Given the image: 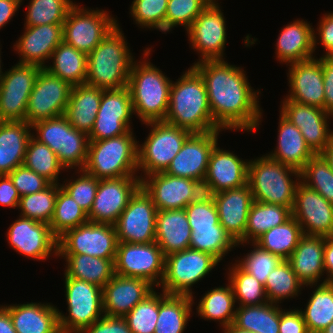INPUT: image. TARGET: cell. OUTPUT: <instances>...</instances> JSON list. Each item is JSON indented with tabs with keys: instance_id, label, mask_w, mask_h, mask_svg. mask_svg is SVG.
<instances>
[{
	"instance_id": "cell-1",
	"label": "cell",
	"mask_w": 333,
	"mask_h": 333,
	"mask_svg": "<svg viewBox=\"0 0 333 333\" xmlns=\"http://www.w3.org/2000/svg\"><path fill=\"white\" fill-rule=\"evenodd\" d=\"M193 64L204 79L214 123L221 130L256 131L263 118L258 100L261 92L251 87L242 67L225 60Z\"/></svg>"
},
{
	"instance_id": "cell-2",
	"label": "cell",
	"mask_w": 333,
	"mask_h": 333,
	"mask_svg": "<svg viewBox=\"0 0 333 333\" xmlns=\"http://www.w3.org/2000/svg\"><path fill=\"white\" fill-rule=\"evenodd\" d=\"M173 82L164 121L192 133L221 130L212 118L206 85L200 73L191 66Z\"/></svg>"
},
{
	"instance_id": "cell-3",
	"label": "cell",
	"mask_w": 333,
	"mask_h": 333,
	"mask_svg": "<svg viewBox=\"0 0 333 333\" xmlns=\"http://www.w3.org/2000/svg\"><path fill=\"white\" fill-rule=\"evenodd\" d=\"M151 51L150 47L146 48L143 60L133 62L127 85L133 112L143 124L165 120L172 84L163 71L151 64L148 58Z\"/></svg>"
},
{
	"instance_id": "cell-4",
	"label": "cell",
	"mask_w": 333,
	"mask_h": 333,
	"mask_svg": "<svg viewBox=\"0 0 333 333\" xmlns=\"http://www.w3.org/2000/svg\"><path fill=\"white\" fill-rule=\"evenodd\" d=\"M122 32L118 24L87 55L85 84L104 90L121 89L128 85L135 58Z\"/></svg>"
},
{
	"instance_id": "cell-5",
	"label": "cell",
	"mask_w": 333,
	"mask_h": 333,
	"mask_svg": "<svg viewBox=\"0 0 333 333\" xmlns=\"http://www.w3.org/2000/svg\"><path fill=\"white\" fill-rule=\"evenodd\" d=\"M138 142L133 130L112 138L89 140L83 170L99 180L136 176Z\"/></svg>"
},
{
	"instance_id": "cell-6",
	"label": "cell",
	"mask_w": 333,
	"mask_h": 333,
	"mask_svg": "<svg viewBox=\"0 0 333 333\" xmlns=\"http://www.w3.org/2000/svg\"><path fill=\"white\" fill-rule=\"evenodd\" d=\"M293 176L295 181L291 178ZM299 182L300 171L266 154L249 160L247 183L254 201L286 206L292 210Z\"/></svg>"
},
{
	"instance_id": "cell-7",
	"label": "cell",
	"mask_w": 333,
	"mask_h": 333,
	"mask_svg": "<svg viewBox=\"0 0 333 333\" xmlns=\"http://www.w3.org/2000/svg\"><path fill=\"white\" fill-rule=\"evenodd\" d=\"M31 128L36 132L35 135L32 132V136L51 148L65 171L83 170L87 160L88 135L75 129L64 115L37 121Z\"/></svg>"
},
{
	"instance_id": "cell-8",
	"label": "cell",
	"mask_w": 333,
	"mask_h": 333,
	"mask_svg": "<svg viewBox=\"0 0 333 333\" xmlns=\"http://www.w3.org/2000/svg\"><path fill=\"white\" fill-rule=\"evenodd\" d=\"M151 130L141 145L138 144V171H142L139 178L165 172L178 154L186 139L192 134L187 129L176 127L165 121L144 123Z\"/></svg>"
},
{
	"instance_id": "cell-9",
	"label": "cell",
	"mask_w": 333,
	"mask_h": 333,
	"mask_svg": "<svg viewBox=\"0 0 333 333\" xmlns=\"http://www.w3.org/2000/svg\"><path fill=\"white\" fill-rule=\"evenodd\" d=\"M68 315L58 309L61 333H80L103 315L102 288L84 280L65 277Z\"/></svg>"
},
{
	"instance_id": "cell-10",
	"label": "cell",
	"mask_w": 333,
	"mask_h": 333,
	"mask_svg": "<svg viewBox=\"0 0 333 333\" xmlns=\"http://www.w3.org/2000/svg\"><path fill=\"white\" fill-rule=\"evenodd\" d=\"M218 263L211 254L191 248L169 254L165 257V274L159 287L168 295L193 297L191 287L209 275Z\"/></svg>"
},
{
	"instance_id": "cell-11",
	"label": "cell",
	"mask_w": 333,
	"mask_h": 333,
	"mask_svg": "<svg viewBox=\"0 0 333 333\" xmlns=\"http://www.w3.org/2000/svg\"><path fill=\"white\" fill-rule=\"evenodd\" d=\"M111 16L102 9L92 10L75 3L63 22V42L88 55L119 24Z\"/></svg>"
},
{
	"instance_id": "cell-12",
	"label": "cell",
	"mask_w": 333,
	"mask_h": 333,
	"mask_svg": "<svg viewBox=\"0 0 333 333\" xmlns=\"http://www.w3.org/2000/svg\"><path fill=\"white\" fill-rule=\"evenodd\" d=\"M114 265L116 275L142 278L157 287L165 274V256L155 241L118 242Z\"/></svg>"
},
{
	"instance_id": "cell-13",
	"label": "cell",
	"mask_w": 333,
	"mask_h": 333,
	"mask_svg": "<svg viewBox=\"0 0 333 333\" xmlns=\"http://www.w3.org/2000/svg\"><path fill=\"white\" fill-rule=\"evenodd\" d=\"M117 244L113 224L88 221L67 230L58 238V254H87L92 257L115 259Z\"/></svg>"
},
{
	"instance_id": "cell-14",
	"label": "cell",
	"mask_w": 333,
	"mask_h": 333,
	"mask_svg": "<svg viewBox=\"0 0 333 333\" xmlns=\"http://www.w3.org/2000/svg\"><path fill=\"white\" fill-rule=\"evenodd\" d=\"M42 68L17 63L0 80V121H26L29 96Z\"/></svg>"
},
{
	"instance_id": "cell-15",
	"label": "cell",
	"mask_w": 333,
	"mask_h": 333,
	"mask_svg": "<svg viewBox=\"0 0 333 333\" xmlns=\"http://www.w3.org/2000/svg\"><path fill=\"white\" fill-rule=\"evenodd\" d=\"M225 20L219 3L210 2L186 30L191 48L201 53L197 62L225 59L223 58L227 40Z\"/></svg>"
},
{
	"instance_id": "cell-16",
	"label": "cell",
	"mask_w": 333,
	"mask_h": 333,
	"mask_svg": "<svg viewBox=\"0 0 333 333\" xmlns=\"http://www.w3.org/2000/svg\"><path fill=\"white\" fill-rule=\"evenodd\" d=\"M157 211L151 197L140 187L114 224L118 242H154Z\"/></svg>"
},
{
	"instance_id": "cell-17",
	"label": "cell",
	"mask_w": 333,
	"mask_h": 333,
	"mask_svg": "<svg viewBox=\"0 0 333 333\" xmlns=\"http://www.w3.org/2000/svg\"><path fill=\"white\" fill-rule=\"evenodd\" d=\"M72 86L42 68L29 96L26 122L33 123L64 115Z\"/></svg>"
},
{
	"instance_id": "cell-18",
	"label": "cell",
	"mask_w": 333,
	"mask_h": 333,
	"mask_svg": "<svg viewBox=\"0 0 333 333\" xmlns=\"http://www.w3.org/2000/svg\"><path fill=\"white\" fill-rule=\"evenodd\" d=\"M134 115L128 87L103 90L100 108L96 115L89 140H102L128 133Z\"/></svg>"
},
{
	"instance_id": "cell-19",
	"label": "cell",
	"mask_w": 333,
	"mask_h": 333,
	"mask_svg": "<svg viewBox=\"0 0 333 333\" xmlns=\"http://www.w3.org/2000/svg\"><path fill=\"white\" fill-rule=\"evenodd\" d=\"M141 187L151 197L157 210L184 209L204 194L202 183L165 172L144 177Z\"/></svg>"
},
{
	"instance_id": "cell-20",
	"label": "cell",
	"mask_w": 333,
	"mask_h": 333,
	"mask_svg": "<svg viewBox=\"0 0 333 333\" xmlns=\"http://www.w3.org/2000/svg\"><path fill=\"white\" fill-rule=\"evenodd\" d=\"M140 187L138 175L99 180L92 208L87 214L88 220L114 225Z\"/></svg>"
},
{
	"instance_id": "cell-21",
	"label": "cell",
	"mask_w": 333,
	"mask_h": 333,
	"mask_svg": "<svg viewBox=\"0 0 333 333\" xmlns=\"http://www.w3.org/2000/svg\"><path fill=\"white\" fill-rule=\"evenodd\" d=\"M7 231L8 243L18 254L37 261L58 257V238L48 224L19 216Z\"/></svg>"
},
{
	"instance_id": "cell-22",
	"label": "cell",
	"mask_w": 333,
	"mask_h": 333,
	"mask_svg": "<svg viewBox=\"0 0 333 333\" xmlns=\"http://www.w3.org/2000/svg\"><path fill=\"white\" fill-rule=\"evenodd\" d=\"M291 211L303 234L333 237V204L301 181L296 187Z\"/></svg>"
},
{
	"instance_id": "cell-23",
	"label": "cell",
	"mask_w": 333,
	"mask_h": 333,
	"mask_svg": "<svg viewBox=\"0 0 333 333\" xmlns=\"http://www.w3.org/2000/svg\"><path fill=\"white\" fill-rule=\"evenodd\" d=\"M281 102L280 113L298 127L310 149L321 154L333 137V131L329 129L333 116L316 106L285 98Z\"/></svg>"
},
{
	"instance_id": "cell-24",
	"label": "cell",
	"mask_w": 333,
	"mask_h": 333,
	"mask_svg": "<svg viewBox=\"0 0 333 333\" xmlns=\"http://www.w3.org/2000/svg\"><path fill=\"white\" fill-rule=\"evenodd\" d=\"M223 130L192 133L178 154L172 159L165 173L204 182L210 154L218 144V135Z\"/></svg>"
},
{
	"instance_id": "cell-25",
	"label": "cell",
	"mask_w": 333,
	"mask_h": 333,
	"mask_svg": "<svg viewBox=\"0 0 333 333\" xmlns=\"http://www.w3.org/2000/svg\"><path fill=\"white\" fill-rule=\"evenodd\" d=\"M217 145L210 154L202 183L204 193L209 195L247 184L249 160H242L234 152L220 149Z\"/></svg>"
},
{
	"instance_id": "cell-26",
	"label": "cell",
	"mask_w": 333,
	"mask_h": 333,
	"mask_svg": "<svg viewBox=\"0 0 333 333\" xmlns=\"http://www.w3.org/2000/svg\"><path fill=\"white\" fill-rule=\"evenodd\" d=\"M211 195L218 210L220 224L238 247L244 245L248 214L254 202L248 183Z\"/></svg>"
},
{
	"instance_id": "cell-27",
	"label": "cell",
	"mask_w": 333,
	"mask_h": 333,
	"mask_svg": "<svg viewBox=\"0 0 333 333\" xmlns=\"http://www.w3.org/2000/svg\"><path fill=\"white\" fill-rule=\"evenodd\" d=\"M287 66H289L287 77L290 90L285 99L324 110L325 94L321 57Z\"/></svg>"
},
{
	"instance_id": "cell-28",
	"label": "cell",
	"mask_w": 333,
	"mask_h": 333,
	"mask_svg": "<svg viewBox=\"0 0 333 333\" xmlns=\"http://www.w3.org/2000/svg\"><path fill=\"white\" fill-rule=\"evenodd\" d=\"M154 289L145 279L115 274L102 288L104 315L124 317Z\"/></svg>"
},
{
	"instance_id": "cell-29",
	"label": "cell",
	"mask_w": 333,
	"mask_h": 333,
	"mask_svg": "<svg viewBox=\"0 0 333 333\" xmlns=\"http://www.w3.org/2000/svg\"><path fill=\"white\" fill-rule=\"evenodd\" d=\"M23 35L14 44L19 63L47 66L53 51L63 41V24L24 26Z\"/></svg>"
},
{
	"instance_id": "cell-30",
	"label": "cell",
	"mask_w": 333,
	"mask_h": 333,
	"mask_svg": "<svg viewBox=\"0 0 333 333\" xmlns=\"http://www.w3.org/2000/svg\"><path fill=\"white\" fill-rule=\"evenodd\" d=\"M2 306L9 312L17 333H61L58 308L52 303L27 302Z\"/></svg>"
},
{
	"instance_id": "cell-31",
	"label": "cell",
	"mask_w": 333,
	"mask_h": 333,
	"mask_svg": "<svg viewBox=\"0 0 333 333\" xmlns=\"http://www.w3.org/2000/svg\"><path fill=\"white\" fill-rule=\"evenodd\" d=\"M288 261L305 286L324 284V237L303 234Z\"/></svg>"
},
{
	"instance_id": "cell-32",
	"label": "cell",
	"mask_w": 333,
	"mask_h": 333,
	"mask_svg": "<svg viewBox=\"0 0 333 333\" xmlns=\"http://www.w3.org/2000/svg\"><path fill=\"white\" fill-rule=\"evenodd\" d=\"M314 28L302 20L287 24L278 35L276 42V58L287 65L314 58Z\"/></svg>"
},
{
	"instance_id": "cell-33",
	"label": "cell",
	"mask_w": 333,
	"mask_h": 333,
	"mask_svg": "<svg viewBox=\"0 0 333 333\" xmlns=\"http://www.w3.org/2000/svg\"><path fill=\"white\" fill-rule=\"evenodd\" d=\"M191 228L185 209L158 210L155 242L164 256L190 248Z\"/></svg>"
},
{
	"instance_id": "cell-34",
	"label": "cell",
	"mask_w": 333,
	"mask_h": 333,
	"mask_svg": "<svg viewBox=\"0 0 333 333\" xmlns=\"http://www.w3.org/2000/svg\"><path fill=\"white\" fill-rule=\"evenodd\" d=\"M275 150L266 155L284 165L301 171L305 164L315 155L307 145L297 126L279 116L278 139Z\"/></svg>"
},
{
	"instance_id": "cell-35",
	"label": "cell",
	"mask_w": 333,
	"mask_h": 333,
	"mask_svg": "<svg viewBox=\"0 0 333 333\" xmlns=\"http://www.w3.org/2000/svg\"><path fill=\"white\" fill-rule=\"evenodd\" d=\"M31 130L26 121H0V175L23 165Z\"/></svg>"
},
{
	"instance_id": "cell-36",
	"label": "cell",
	"mask_w": 333,
	"mask_h": 333,
	"mask_svg": "<svg viewBox=\"0 0 333 333\" xmlns=\"http://www.w3.org/2000/svg\"><path fill=\"white\" fill-rule=\"evenodd\" d=\"M103 90L88 84L72 86L64 116L78 131L87 135L92 131Z\"/></svg>"
},
{
	"instance_id": "cell-37",
	"label": "cell",
	"mask_w": 333,
	"mask_h": 333,
	"mask_svg": "<svg viewBox=\"0 0 333 333\" xmlns=\"http://www.w3.org/2000/svg\"><path fill=\"white\" fill-rule=\"evenodd\" d=\"M65 259L64 277L84 280L103 288L115 275V259L92 257L87 254H58Z\"/></svg>"
},
{
	"instance_id": "cell-38",
	"label": "cell",
	"mask_w": 333,
	"mask_h": 333,
	"mask_svg": "<svg viewBox=\"0 0 333 333\" xmlns=\"http://www.w3.org/2000/svg\"><path fill=\"white\" fill-rule=\"evenodd\" d=\"M162 292V293H161ZM159 293V315L154 333H183L191 317L194 297Z\"/></svg>"
},
{
	"instance_id": "cell-39",
	"label": "cell",
	"mask_w": 333,
	"mask_h": 333,
	"mask_svg": "<svg viewBox=\"0 0 333 333\" xmlns=\"http://www.w3.org/2000/svg\"><path fill=\"white\" fill-rule=\"evenodd\" d=\"M52 64L44 68L51 74L68 82L71 86L85 84L87 79V54L73 46L61 42L53 51L49 61Z\"/></svg>"
},
{
	"instance_id": "cell-40",
	"label": "cell",
	"mask_w": 333,
	"mask_h": 333,
	"mask_svg": "<svg viewBox=\"0 0 333 333\" xmlns=\"http://www.w3.org/2000/svg\"><path fill=\"white\" fill-rule=\"evenodd\" d=\"M235 296L231 284L208 290L196 306L197 314L202 319L219 322L220 327L233 324L235 317Z\"/></svg>"
},
{
	"instance_id": "cell-41",
	"label": "cell",
	"mask_w": 333,
	"mask_h": 333,
	"mask_svg": "<svg viewBox=\"0 0 333 333\" xmlns=\"http://www.w3.org/2000/svg\"><path fill=\"white\" fill-rule=\"evenodd\" d=\"M279 304L237 306L233 325L254 333H279Z\"/></svg>"
},
{
	"instance_id": "cell-42",
	"label": "cell",
	"mask_w": 333,
	"mask_h": 333,
	"mask_svg": "<svg viewBox=\"0 0 333 333\" xmlns=\"http://www.w3.org/2000/svg\"><path fill=\"white\" fill-rule=\"evenodd\" d=\"M308 286L314 287V291L305 309L300 308V311L309 333H320L333 322V283L306 285L307 288Z\"/></svg>"
},
{
	"instance_id": "cell-43",
	"label": "cell",
	"mask_w": 333,
	"mask_h": 333,
	"mask_svg": "<svg viewBox=\"0 0 333 333\" xmlns=\"http://www.w3.org/2000/svg\"><path fill=\"white\" fill-rule=\"evenodd\" d=\"M291 217L292 211L286 206L254 201L248 214L245 245L254 242L271 228L284 224Z\"/></svg>"
},
{
	"instance_id": "cell-44",
	"label": "cell",
	"mask_w": 333,
	"mask_h": 333,
	"mask_svg": "<svg viewBox=\"0 0 333 333\" xmlns=\"http://www.w3.org/2000/svg\"><path fill=\"white\" fill-rule=\"evenodd\" d=\"M303 235L301 225L294 217L284 224L271 228L254 243L264 250L279 256L282 260H288Z\"/></svg>"
},
{
	"instance_id": "cell-45",
	"label": "cell",
	"mask_w": 333,
	"mask_h": 333,
	"mask_svg": "<svg viewBox=\"0 0 333 333\" xmlns=\"http://www.w3.org/2000/svg\"><path fill=\"white\" fill-rule=\"evenodd\" d=\"M190 228V248L209 253L219 262L229 253L228 251H232L233 248L237 247V243L222 225Z\"/></svg>"
},
{
	"instance_id": "cell-46",
	"label": "cell",
	"mask_w": 333,
	"mask_h": 333,
	"mask_svg": "<svg viewBox=\"0 0 333 333\" xmlns=\"http://www.w3.org/2000/svg\"><path fill=\"white\" fill-rule=\"evenodd\" d=\"M264 287L268 301L281 304L285 298L291 299L301 295V290L305 288V285L296 276L289 261L282 260L268 275Z\"/></svg>"
},
{
	"instance_id": "cell-47",
	"label": "cell",
	"mask_w": 333,
	"mask_h": 333,
	"mask_svg": "<svg viewBox=\"0 0 333 333\" xmlns=\"http://www.w3.org/2000/svg\"><path fill=\"white\" fill-rule=\"evenodd\" d=\"M23 165L47 179L51 184H58L59 173L65 170L51 148L33 136L28 141Z\"/></svg>"
},
{
	"instance_id": "cell-48",
	"label": "cell",
	"mask_w": 333,
	"mask_h": 333,
	"mask_svg": "<svg viewBox=\"0 0 333 333\" xmlns=\"http://www.w3.org/2000/svg\"><path fill=\"white\" fill-rule=\"evenodd\" d=\"M228 270V282L231 284L236 303L239 306L261 305L268 301L265 287L252 274L233 263Z\"/></svg>"
},
{
	"instance_id": "cell-49",
	"label": "cell",
	"mask_w": 333,
	"mask_h": 333,
	"mask_svg": "<svg viewBox=\"0 0 333 333\" xmlns=\"http://www.w3.org/2000/svg\"><path fill=\"white\" fill-rule=\"evenodd\" d=\"M87 213L62 187L58 190L54 213L49 224L52 233L59 238L67 230L87 223Z\"/></svg>"
},
{
	"instance_id": "cell-50",
	"label": "cell",
	"mask_w": 333,
	"mask_h": 333,
	"mask_svg": "<svg viewBox=\"0 0 333 333\" xmlns=\"http://www.w3.org/2000/svg\"><path fill=\"white\" fill-rule=\"evenodd\" d=\"M60 187V183L50 184L40 192L22 196L18 207L21 210L19 216L49 225Z\"/></svg>"
},
{
	"instance_id": "cell-51",
	"label": "cell",
	"mask_w": 333,
	"mask_h": 333,
	"mask_svg": "<svg viewBox=\"0 0 333 333\" xmlns=\"http://www.w3.org/2000/svg\"><path fill=\"white\" fill-rule=\"evenodd\" d=\"M300 181L333 204V171L322 154H315L305 164Z\"/></svg>"
},
{
	"instance_id": "cell-52",
	"label": "cell",
	"mask_w": 333,
	"mask_h": 333,
	"mask_svg": "<svg viewBox=\"0 0 333 333\" xmlns=\"http://www.w3.org/2000/svg\"><path fill=\"white\" fill-rule=\"evenodd\" d=\"M74 4L73 0H31L24 26L63 24Z\"/></svg>"
},
{
	"instance_id": "cell-53",
	"label": "cell",
	"mask_w": 333,
	"mask_h": 333,
	"mask_svg": "<svg viewBox=\"0 0 333 333\" xmlns=\"http://www.w3.org/2000/svg\"><path fill=\"white\" fill-rule=\"evenodd\" d=\"M159 315V292L155 289L124 316L132 333H154Z\"/></svg>"
},
{
	"instance_id": "cell-54",
	"label": "cell",
	"mask_w": 333,
	"mask_h": 333,
	"mask_svg": "<svg viewBox=\"0 0 333 333\" xmlns=\"http://www.w3.org/2000/svg\"><path fill=\"white\" fill-rule=\"evenodd\" d=\"M168 0H133L130 14L140 28L157 29L165 33Z\"/></svg>"
},
{
	"instance_id": "cell-55",
	"label": "cell",
	"mask_w": 333,
	"mask_h": 333,
	"mask_svg": "<svg viewBox=\"0 0 333 333\" xmlns=\"http://www.w3.org/2000/svg\"><path fill=\"white\" fill-rule=\"evenodd\" d=\"M210 2V0H168L165 34L179 25L187 30Z\"/></svg>"
},
{
	"instance_id": "cell-56",
	"label": "cell",
	"mask_w": 333,
	"mask_h": 333,
	"mask_svg": "<svg viewBox=\"0 0 333 333\" xmlns=\"http://www.w3.org/2000/svg\"><path fill=\"white\" fill-rule=\"evenodd\" d=\"M249 245L253 246L254 249L246 253L241 260L239 257V260H235V263L265 285L268 275L279 265L282 259L262 249L254 242Z\"/></svg>"
},
{
	"instance_id": "cell-57",
	"label": "cell",
	"mask_w": 333,
	"mask_h": 333,
	"mask_svg": "<svg viewBox=\"0 0 333 333\" xmlns=\"http://www.w3.org/2000/svg\"><path fill=\"white\" fill-rule=\"evenodd\" d=\"M78 178L69 179L61 184V187L71 195L78 205L88 214L92 208L99 179L88 174L84 170H76ZM67 182V183H66Z\"/></svg>"
},
{
	"instance_id": "cell-58",
	"label": "cell",
	"mask_w": 333,
	"mask_h": 333,
	"mask_svg": "<svg viewBox=\"0 0 333 333\" xmlns=\"http://www.w3.org/2000/svg\"><path fill=\"white\" fill-rule=\"evenodd\" d=\"M190 227L221 225L212 195L202 194L185 208Z\"/></svg>"
},
{
	"instance_id": "cell-59",
	"label": "cell",
	"mask_w": 333,
	"mask_h": 333,
	"mask_svg": "<svg viewBox=\"0 0 333 333\" xmlns=\"http://www.w3.org/2000/svg\"><path fill=\"white\" fill-rule=\"evenodd\" d=\"M20 197L37 193L47 188L51 183L24 165L18 166L8 174Z\"/></svg>"
},
{
	"instance_id": "cell-60",
	"label": "cell",
	"mask_w": 333,
	"mask_h": 333,
	"mask_svg": "<svg viewBox=\"0 0 333 333\" xmlns=\"http://www.w3.org/2000/svg\"><path fill=\"white\" fill-rule=\"evenodd\" d=\"M318 23L319 25L316 29L318 33L315 32V30L313 33L314 52L317 48V45L321 43L319 45H323L326 51L325 55L323 54L322 57H331L333 56V12H329L327 14L325 13Z\"/></svg>"
},
{
	"instance_id": "cell-61",
	"label": "cell",
	"mask_w": 333,
	"mask_h": 333,
	"mask_svg": "<svg viewBox=\"0 0 333 333\" xmlns=\"http://www.w3.org/2000/svg\"><path fill=\"white\" fill-rule=\"evenodd\" d=\"M80 333H132L124 317H109L103 315L91 326Z\"/></svg>"
},
{
	"instance_id": "cell-62",
	"label": "cell",
	"mask_w": 333,
	"mask_h": 333,
	"mask_svg": "<svg viewBox=\"0 0 333 333\" xmlns=\"http://www.w3.org/2000/svg\"><path fill=\"white\" fill-rule=\"evenodd\" d=\"M280 307L279 333H309L301 311Z\"/></svg>"
},
{
	"instance_id": "cell-63",
	"label": "cell",
	"mask_w": 333,
	"mask_h": 333,
	"mask_svg": "<svg viewBox=\"0 0 333 333\" xmlns=\"http://www.w3.org/2000/svg\"><path fill=\"white\" fill-rule=\"evenodd\" d=\"M321 65L324 81V110L333 116V58L322 57Z\"/></svg>"
},
{
	"instance_id": "cell-64",
	"label": "cell",
	"mask_w": 333,
	"mask_h": 333,
	"mask_svg": "<svg viewBox=\"0 0 333 333\" xmlns=\"http://www.w3.org/2000/svg\"><path fill=\"white\" fill-rule=\"evenodd\" d=\"M20 194L8 175H0V204L10 208H18Z\"/></svg>"
},
{
	"instance_id": "cell-65",
	"label": "cell",
	"mask_w": 333,
	"mask_h": 333,
	"mask_svg": "<svg viewBox=\"0 0 333 333\" xmlns=\"http://www.w3.org/2000/svg\"><path fill=\"white\" fill-rule=\"evenodd\" d=\"M325 283H333V237H324Z\"/></svg>"
},
{
	"instance_id": "cell-66",
	"label": "cell",
	"mask_w": 333,
	"mask_h": 333,
	"mask_svg": "<svg viewBox=\"0 0 333 333\" xmlns=\"http://www.w3.org/2000/svg\"><path fill=\"white\" fill-rule=\"evenodd\" d=\"M20 6L16 0H0V30L10 22Z\"/></svg>"
},
{
	"instance_id": "cell-67",
	"label": "cell",
	"mask_w": 333,
	"mask_h": 333,
	"mask_svg": "<svg viewBox=\"0 0 333 333\" xmlns=\"http://www.w3.org/2000/svg\"><path fill=\"white\" fill-rule=\"evenodd\" d=\"M0 333H17L9 312L0 305Z\"/></svg>"
},
{
	"instance_id": "cell-68",
	"label": "cell",
	"mask_w": 333,
	"mask_h": 333,
	"mask_svg": "<svg viewBox=\"0 0 333 333\" xmlns=\"http://www.w3.org/2000/svg\"><path fill=\"white\" fill-rule=\"evenodd\" d=\"M321 154L328 161L333 171V137L331 138L330 142L328 143V145L325 147L324 151Z\"/></svg>"
},
{
	"instance_id": "cell-69",
	"label": "cell",
	"mask_w": 333,
	"mask_h": 333,
	"mask_svg": "<svg viewBox=\"0 0 333 333\" xmlns=\"http://www.w3.org/2000/svg\"><path fill=\"white\" fill-rule=\"evenodd\" d=\"M223 333H254L251 331H246V330H242L239 329L238 327L234 326L233 324L229 325L228 327L222 328Z\"/></svg>"
},
{
	"instance_id": "cell-70",
	"label": "cell",
	"mask_w": 333,
	"mask_h": 333,
	"mask_svg": "<svg viewBox=\"0 0 333 333\" xmlns=\"http://www.w3.org/2000/svg\"><path fill=\"white\" fill-rule=\"evenodd\" d=\"M320 333H333V322L325 327Z\"/></svg>"
},
{
	"instance_id": "cell-71",
	"label": "cell",
	"mask_w": 333,
	"mask_h": 333,
	"mask_svg": "<svg viewBox=\"0 0 333 333\" xmlns=\"http://www.w3.org/2000/svg\"><path fill=\"white\" fill-rule=\"evenodd\" d=\"M1 46V45H0ZM1 49L2 48H0V80H1V78H2V76H3V74H4V72H2V67H1V62H2V60H1Z\"/></svg>"
}]
</instances>
